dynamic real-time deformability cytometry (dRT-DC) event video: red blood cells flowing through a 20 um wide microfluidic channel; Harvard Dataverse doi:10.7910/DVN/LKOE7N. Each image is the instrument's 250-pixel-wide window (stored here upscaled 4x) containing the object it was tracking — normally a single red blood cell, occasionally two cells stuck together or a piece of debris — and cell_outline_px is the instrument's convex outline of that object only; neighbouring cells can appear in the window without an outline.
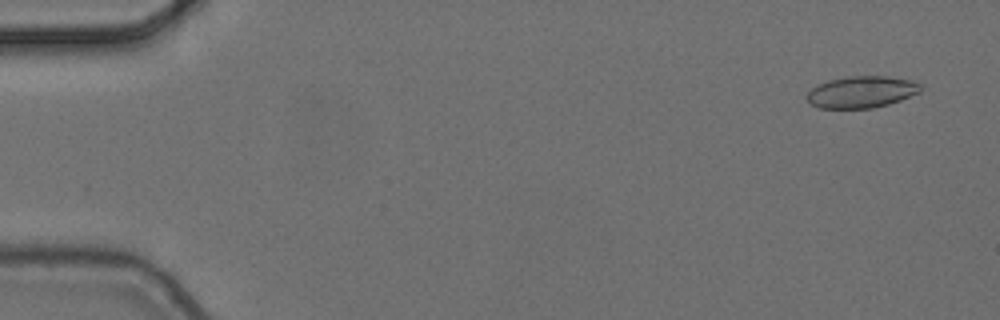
{"species": "common noctule bat (a hibernating species)", "species_latin": "Nyctalus noctula", "temperature_condition": "cold", "stored_images_in_passage": 5, "camera_frame_rate_fps": 3000, "um_per_image_px": 0.085, "animal": {"sex": "female", "body_mass_g": 24.6, "forearm_length_mm": 56.2}, "frame": {"image": 1, "passage_image": 1, "time_ms": 0.0, "image_size_px": [1000, 320], "cell_outline_px": [[920, 92], [900, 100], [888, 104], [872, 108], [820, 108], [812, 104], [804, 96], [812, 88], [828, 80], [848, 76], [888, 76], [912, 80], [920, 84]], "centroid_in_image_um": [73.22, 7.81], "position_along_channel_um": 11.8, "area_um2": 20.92}}
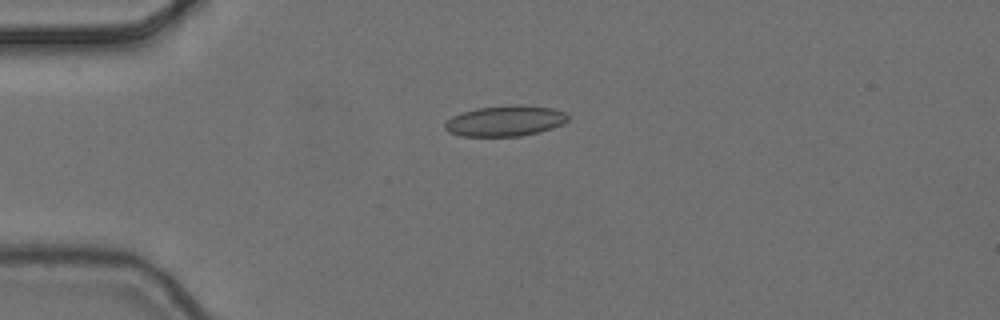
{"frame": {"image": 2, "passage_image": 4, "time_ms": 1.0, "image_size_px": [1000, 320], "cell_outline_px": [[568, 120], [564, 124], [552, 128], [520, 136], [460, 136], [448, 132], [444, 128], [444, 124], [452, 116], [476, 108], [508, 104], [520, 104], [552, 108], [568, 112]], "centroid_in_image_um": [42.96, 10.26], "position_along_channel_um": 42.0, "area_um2": 22.2}}